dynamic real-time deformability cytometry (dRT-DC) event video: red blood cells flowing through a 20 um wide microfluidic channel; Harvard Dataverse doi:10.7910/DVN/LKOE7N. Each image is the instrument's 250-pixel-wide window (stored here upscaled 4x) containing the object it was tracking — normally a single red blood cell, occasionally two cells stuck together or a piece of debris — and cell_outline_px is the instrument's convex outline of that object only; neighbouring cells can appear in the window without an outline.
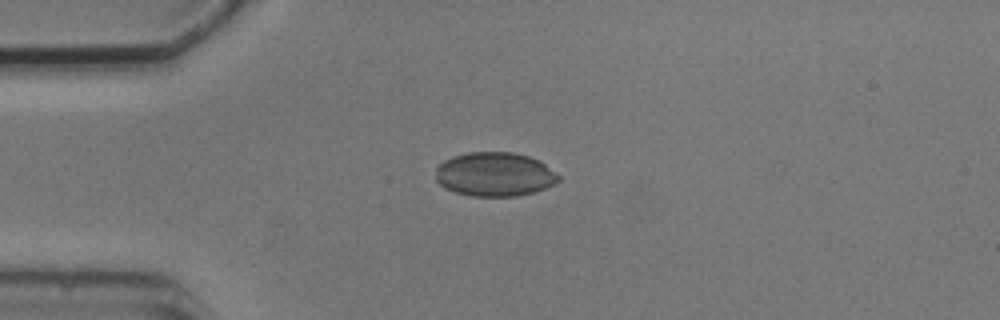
{"species": "common noctule bat (a hibernating species)", "species_latin": "Nyctalus noctula", "temperature_condition": "cold", "stored_images_in_passage": 4, "camera_frame_rate_fps": 3000, "um_per_image_px": 0.085, "animal": {"sex": "male", "body_mass_g": 20.5, "forearm_length_mm": 52.5}, "frame": {"image": 1, "passage_image": 1, "time_ms": 0.0, "image_size_px": [1000, 320], "cell_outline_px": [[560, 180], [544, 188], [532, 192], [516, 196], [472, 196], [456, 192], [444, 188], [436, 180], [436, 168], [444, 160], [452, 156], [468, 152], [512, 152], [528, 156], [540, 160], [556, 172], [560, 176]], "centroid_in_image_um": [42.04, 14.8], "position_along_channel_um": 43.0, "area_um2": 31.56}}